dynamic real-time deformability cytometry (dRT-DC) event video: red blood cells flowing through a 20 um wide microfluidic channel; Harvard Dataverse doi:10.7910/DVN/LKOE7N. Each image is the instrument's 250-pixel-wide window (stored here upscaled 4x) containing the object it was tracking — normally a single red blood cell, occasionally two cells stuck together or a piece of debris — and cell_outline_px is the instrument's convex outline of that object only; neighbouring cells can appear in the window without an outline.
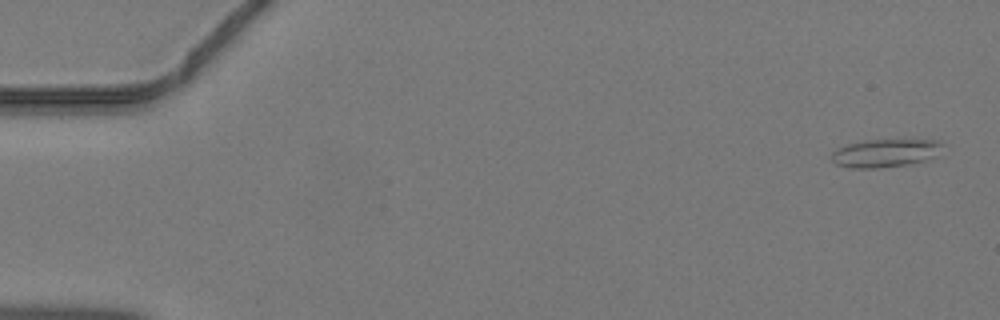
{"species": "common noctule bat (a hibernating species)", "species_latin": "Nyctalus noctula", "temperature_condition": "warm", "stored_images_in_passage": 39, "camera_frame_rate_fps": 3000, "um_per_image_px": 0.085, "animal": {"sex": "male", "body_mass_g": 19.2, "forearm_length_mm": 51.8}, "frame": {"image": 1, "passage_image": 2, "time_ms": 0.333, "image_size_px": [1000, 320], "cell_outline_px": [[940, 144], [932, 156], [924, 160], [908, 164], [880, 168], [848, 168], [836, 164], [832, 160], [832, 152], [836, 148], [848, 144], [864, 140], [936, 140]], "centroid_in_image_um": [75.1, 13.02], "position_along_channel_um": 9.9, "area_um2": 17.69}}
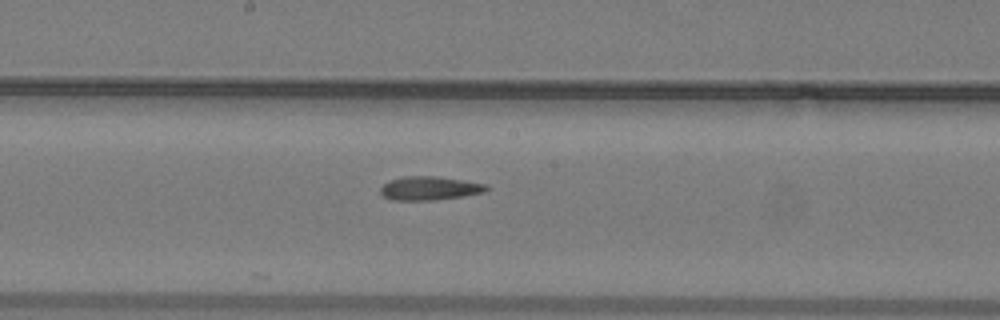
{"frame": {"image": 2, "passage_image": 25, "time_ms": 8.0, "image_size_px": [1000, 320], "cell_outline_px": [[488, 188], [484, 192], [464, 196], [432, 200], [392, 200], [384, 196], [380, 192], [380, 188], [388, 180], [404, 176], [436, 176], [484, 184]], "centroid_in_image_um": [36.45, 16.0], "position_along_channel_um": 211.7, "area_um2": 14.45}}
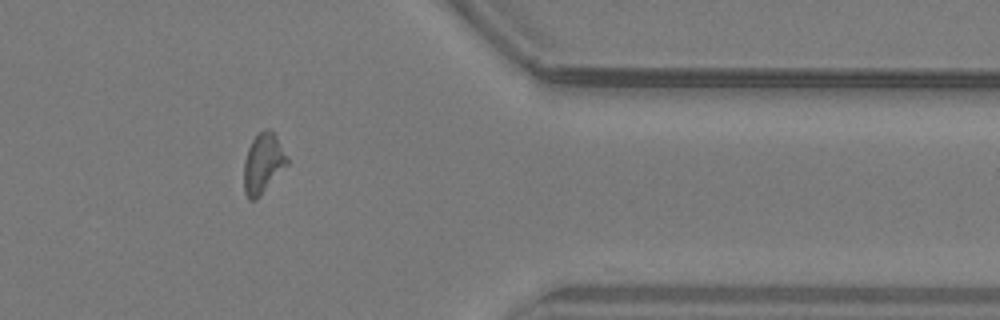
{"frame": {"image": 3, "passage_image": 38, "time_ms": 12.333, "image_size_px": [1000, 320], "cell_outline_px": [[288, 164], [260, 196], [256, 200], [248, 200], [244, 192], [244, 160], [248, 148], [252, 140], [264, 128], [268, 128], [276, 136], [288, 160]], "centroid_in_image_um": [22.34, 13.91], "position_along_channel_um": 389.1, "area_um2": 14.97}}